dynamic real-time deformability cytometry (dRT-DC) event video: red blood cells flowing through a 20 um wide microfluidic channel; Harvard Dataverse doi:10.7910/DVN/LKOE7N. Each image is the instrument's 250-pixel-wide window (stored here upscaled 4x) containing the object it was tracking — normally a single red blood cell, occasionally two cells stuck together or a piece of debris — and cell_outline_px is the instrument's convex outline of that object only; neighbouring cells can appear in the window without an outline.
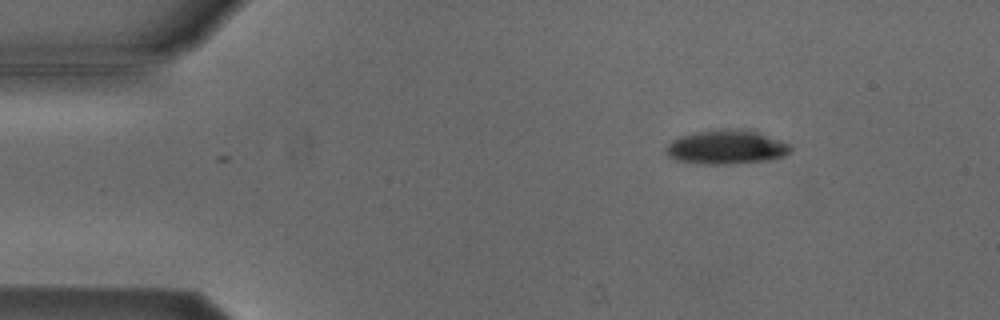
{"species": "Egyptian fruit bat (a non-hibernating species)", "species_latin": "Rousettus aegyptiacus", "temperature_condition": "cold", "stored_images_in_passage": 2, "camera_frame_rate_fps": 3000, "um_per_image_px": 0.085, "animal": {"sex": "male"}, "frame": {"image": 1, "passage_image": 2, "time_ms": 0.333, "image_size_px": [1000, 320], "cell_outline_px": [[792, 148], [784, 156], [772, 160], [728, 164], [696, 164], [676, 160], [668, 156], [664, 148], [672, 140], [680, 136], [696, 132], [724, 128], [732, 128], [756, 132], [780, 140], [788, 144]], "centroid_in_image_um": [61.7, 12.52], "position_along_channel_um": 23.3, "area_um2": 24.8}}